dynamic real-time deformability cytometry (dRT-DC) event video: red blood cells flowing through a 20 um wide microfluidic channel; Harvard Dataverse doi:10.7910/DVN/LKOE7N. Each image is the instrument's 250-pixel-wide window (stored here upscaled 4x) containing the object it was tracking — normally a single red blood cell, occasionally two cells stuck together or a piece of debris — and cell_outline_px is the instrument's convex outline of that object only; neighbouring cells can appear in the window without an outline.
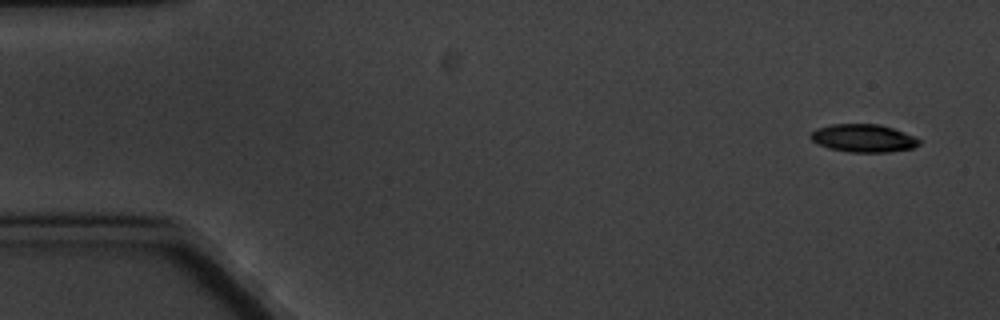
{"species": "common noctule bat (a hibernating species)", "species_latin": "Nyctalus noctula", "temperature_condition": "cold", "stored_images_in_passage": 4, "camera_frame_rate_fps": 3000, "um_per_image_px": 0.085, "animal": {"sex": "male", "body_mass_g": 20.1, "forearm_length_mm": 53.5}, "frame": {"image": 1, "passage_image": 1, "time_ms": 0.0, "image_size_px": [1000, 320], "cell_outline_px": [[920, 144], [912, 148], [888, 152], [848, 152], [828, 148], [816, 144], [808, 136], [816, 128], [832, 124], [880, 124], [916, 136], [920, 140]], "centroid_in_image_um": [73.37, 11.74], "position_along_channel_um": 11.6, "area_um2": 17.8}}
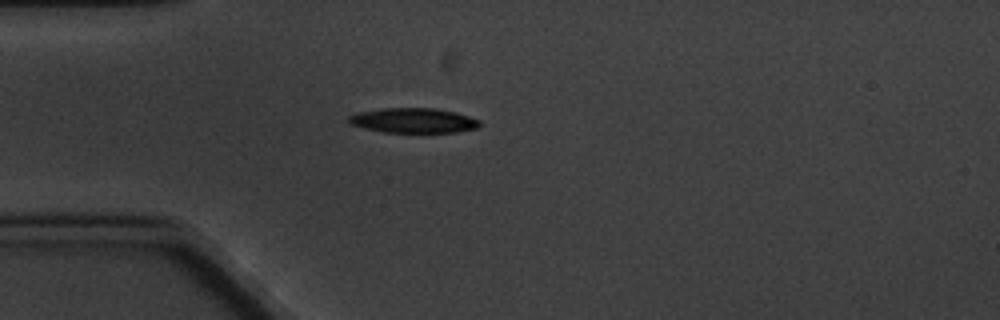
{"frame": {"image": 2, "passage_image": 4, "time_ms": 4.333, "image_size_px": [1000, 320], "cell_outline_px": [[480, 124], [476, 128], [456, 132], [384, 132], [364, 128], [348, 124], [348, 116], [356, 112], [384, 108], [436, 108], [456, 112], [480, 120]], "centroid_in_image_um": [35.1, 10.23], "position_along_channel_um": 49.9, "area_um2": 19.02}}